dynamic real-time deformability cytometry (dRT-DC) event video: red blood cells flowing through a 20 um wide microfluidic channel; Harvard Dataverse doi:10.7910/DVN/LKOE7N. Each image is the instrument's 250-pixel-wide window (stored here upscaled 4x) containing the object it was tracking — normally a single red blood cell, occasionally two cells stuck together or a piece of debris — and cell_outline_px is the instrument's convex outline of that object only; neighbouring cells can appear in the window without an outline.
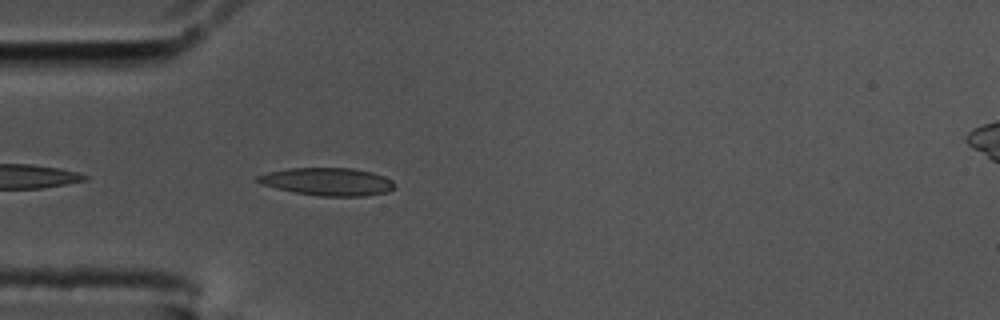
{"species": "common noctule bat (a hibernating species)", "species_latin": "Nyctalus noctula", "temperature_condition": "cold", "stored_images_in_passage": 12, "camera_frame_rate_fps": 3000, "um_per_image_px": 0.085, "animal": {"sex": "male", "body_mass_g": 17.5, "forearm_length_mm": 52.3}, "frame": {"image": 1, "passage_image": 3, "time_ms": 0.667, "image_size_px": [1000, 320], "cell_outline_px": [[396, 184], [388, 192], [364, 196], [320, 196], [296, 192], [276, 188], [260, 184], [252, 180], [256, 176], [268, 172], [288, 168], [352, 168], [372, 172], [384, 176], [392, 180]], "centroid_in_image_um": [27.81, 15.43], "position_along_channel_um": 57.2, "area_um2": 22.25}}
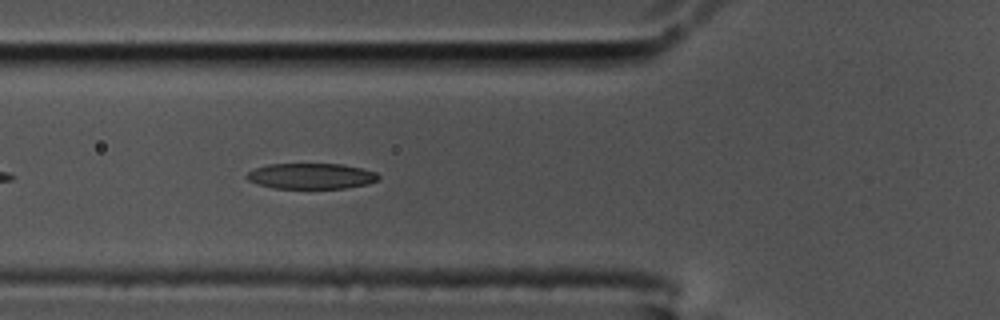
{"frame": {"image": 2, "passage_image": 7, "time_ms": 2.0, "image_size_px": [1000, 320], "cell_outline_px": [[380, 176], [376, 180], [368, 184], [348, 188], [272, 188], [248, 180], [244, 176], [248, 172], [256, 168], [268, 164], [340, 164], [360, 168], [376, 172]], "centroid_in_image_um": [26.44, 14.97], "position_along_channel_um": 99.4, "area_um2": 19.59}}